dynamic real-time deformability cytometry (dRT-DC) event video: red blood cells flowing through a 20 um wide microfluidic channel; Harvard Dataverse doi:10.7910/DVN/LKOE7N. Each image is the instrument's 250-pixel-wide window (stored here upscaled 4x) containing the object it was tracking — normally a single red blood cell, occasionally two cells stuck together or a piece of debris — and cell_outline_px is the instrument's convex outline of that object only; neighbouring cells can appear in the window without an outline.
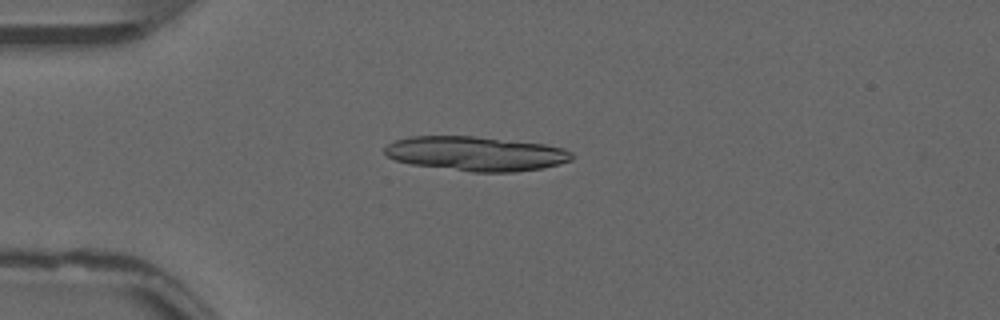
{"species": "common noctule bat (a hibernating species)", "species_latin": "Nyctalus noctula", "temperature_condition": "warm", "stored_images_in_passage": 46, "camera_frame_rate_fps": 3000, "um_per_image_px": 0.085, "animal": {"sex": "male", "forearm_length_mm": 52.5}, "frame": {"image": 1, "passage_image": 7, "time_ms": 2.0, "image_size_px": [1000, 320], "cell_outline_px": [[572, 160], [540, 168], [516, 172], [472, 172], [412, 164], [396, 160], [388, 156], [384, 152], [384, 148], [388, 144], [396, 140], [412, 136], [472, 136], [544, 144], [564, 148], [572, 152]], "centroid_in_image_um": [40.44, 13.06], "position_along_channel_um": 44.6, "area_um2": 37.28}, "authors_computed_cell_mechanics": {"area_um2": 20.2878, "velocity_mm_per_s": 3.8419, "shape_relaxation_time_tau1_ms": null, "shape_relaxation_time_tau2_ms": 3.3768, "deformation_change_tau1": null, "deformation_change_tau2": 0.1051}}